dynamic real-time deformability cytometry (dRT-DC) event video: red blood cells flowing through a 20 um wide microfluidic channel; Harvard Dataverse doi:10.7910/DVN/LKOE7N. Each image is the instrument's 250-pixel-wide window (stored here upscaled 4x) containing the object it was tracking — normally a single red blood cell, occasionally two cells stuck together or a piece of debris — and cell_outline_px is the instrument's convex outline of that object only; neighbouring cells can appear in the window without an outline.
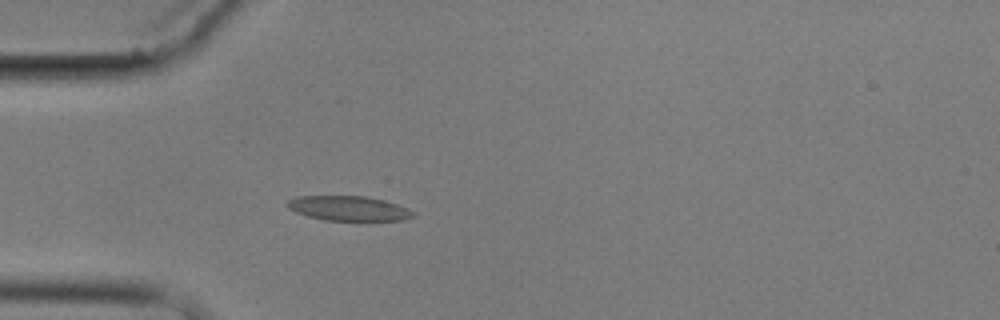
{"species": "common noctule bat (a hibernating species)", "species_latin": "Nyctalus noctula", "temperature_condition": "cold", "stored_images_in_passage": 5, "camera_frame_rate_fps": 3000, "um_per_image_px": 0.085, "animal": {"sex": "male", "body_mass_g": 17.9}, "frame": {"image": 1, "passage_image": 5, "time_ms": 5.0, "image_size_px": [1000, 320], "cell_outline_px": [[416, 216], [404, 220], [324, 220], [308, 216], [296, 212], [288, 208], [284, 204], [288, 200], [296, 196], [368, 196], [384, 200], [408, 208]], "centroid_in_image_um": [29.61, 17.7], "position_along_channel_um": 55.4, "area_um2": 18.15}}